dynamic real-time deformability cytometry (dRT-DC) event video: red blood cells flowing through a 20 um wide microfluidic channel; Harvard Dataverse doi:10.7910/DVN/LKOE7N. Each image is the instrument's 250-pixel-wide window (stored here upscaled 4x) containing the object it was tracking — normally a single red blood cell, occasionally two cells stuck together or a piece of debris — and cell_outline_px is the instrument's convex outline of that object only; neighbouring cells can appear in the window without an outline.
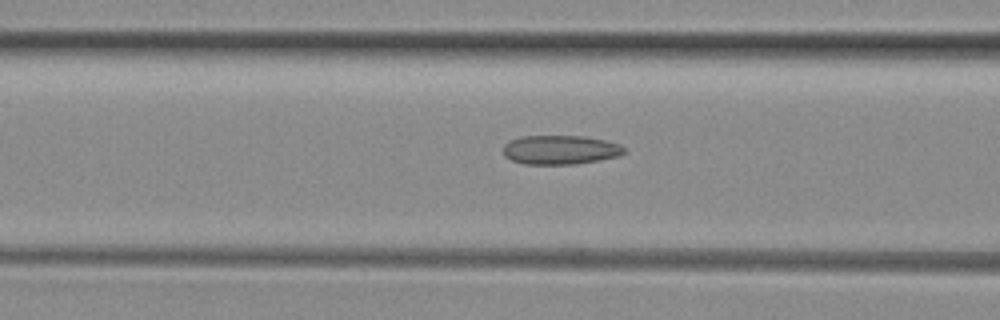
{"species": "common noctule bat (a hibernating species)", "species_latin": "Nyctalus noctula", "temperature_condition": "room temperature", "stored_images_in_passage": 26, "camera_frame_rate_fps": 3000, "um_per_image_px": 0.085, "animal": {"sex": "female", "body_mass_g": 29.2, "forearm_length_mm": 56.3}, "frame": {"image": 1, "passage_image": 5, "time_ms": 1.333, "image_size_px": [1000, 320], "cell_outline_px": [[624, 152], [616, 156], [600, 160], [576, 164], [524, 164], [512, 160], [504, 156], [504, 144], [508, 140], [520, 136], [584, 136], [604, 140], [620, 144], [624, 148]], "centroid_in_image_um": [47.58, 12.73], "position_along_channel_um": 119.0, "area_um2": 20.52}}
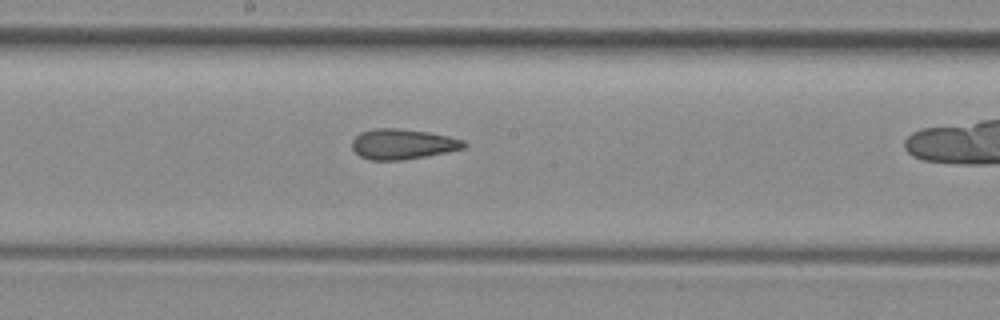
{"frame": {"image": 2, "passage_image": 12, "time_ms": 3.667, "image_size_px": [1000, 320], "cell_outline_px": [[468, 144], [464, 148], [428, 156], [404, 160], [368, 160], [360, 156], [352, 148], [352, 140], [360, 132], [376, 128], [396, 128], [428, 132], [448, 136], [464, 140]], "centroid_in_image_um": [34.22, 12.25], "position_along_channel_um": 214.0, "area_um2": 19.83}}
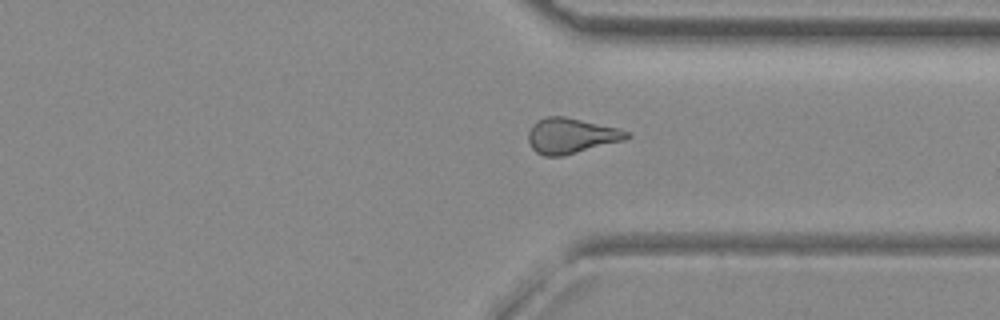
{"frame": {"image": 3, "passage_image": 23, "time_ms": 7.333, "image_size_px": [1000, 320], "cell_outline_px": [[632, 136], [624, 140], [560, 156], [544, 156], [536, 152], [532, 148], [528, 140], [528, 132], [532, 124], [544, 116], [564, 116], [620, 128], [628, 132]], "centroid_in_image_um": [48.52, 11.52], "position_along_channel_um": 362.9, "area_um2": 20.23}}